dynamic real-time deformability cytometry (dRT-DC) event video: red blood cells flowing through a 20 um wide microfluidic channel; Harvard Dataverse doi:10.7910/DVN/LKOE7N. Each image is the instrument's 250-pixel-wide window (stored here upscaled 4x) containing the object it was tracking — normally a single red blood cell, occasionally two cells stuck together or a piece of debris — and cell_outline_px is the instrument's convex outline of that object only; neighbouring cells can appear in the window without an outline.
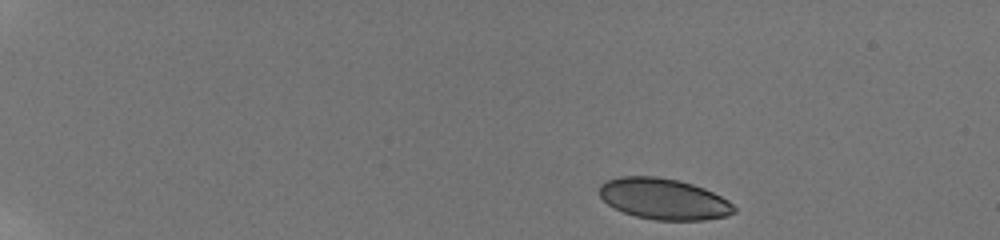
{"species": "human", "species_latin": "Homo sapiens", "temperature_condition": "room temperature", "stored_images_in_passage": 10, "camera_frame_rate_fps": 3000, "um_per_image_px": 0.085, "donor": {"sex": "male"}, "frame": {"image": 1, "passage_image": 1, "time_ms": 0.0, "image_size_px": [1000, 240], "cell_outline_px": [[736, 212], [728, 216], [704, 220], [656, 220], [636, 216], [624, 212], [608, 204], [600, 196], [600, 184], [604, 180], [620, 176], [656, 176], [680, 180], [704, 188], [728, 200], [736, 208]], "centroid_in_image_um": [56.42, 16.9], "position_along_channel_um": 28.6, "area_um2": 32.31}}